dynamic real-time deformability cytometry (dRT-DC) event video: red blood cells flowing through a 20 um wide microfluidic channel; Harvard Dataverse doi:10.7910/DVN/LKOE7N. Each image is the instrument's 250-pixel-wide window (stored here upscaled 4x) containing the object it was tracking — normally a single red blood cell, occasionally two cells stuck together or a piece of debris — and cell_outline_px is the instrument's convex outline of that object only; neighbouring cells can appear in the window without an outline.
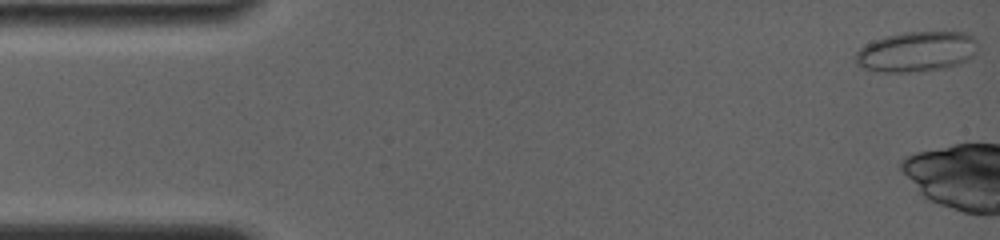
{"species": "common noctule bat (a hibernating species)", "species_latin": "Nyctalus noctula", "temperature_condition": "room temperature", "stored_images_in_passage": 12, "camera_frame_rate_fps": 4000, "um_per_image_px": 0.085, "animal": {"sex": "female", "body_mass_g": 19.0, "forearm_length_mm": 56.7}, "frame": {"image": 1, "passage_image": 1, "time_ms": 0.0, "image_size_px": [1000, 240], "cell_outline_px": [[976, 52], [968, 60], [960, 64], [948, 68], [908, 72], [880, 72], [860, 68], [856, 64], [852, 56], [864, 44], [884, 36], [904, 32], [968, 32], [976, 40]], "centroid_in_image_um": [77.86, 4.4], "position_along_channel_um": 7.1, "area_um2": 29.19}}